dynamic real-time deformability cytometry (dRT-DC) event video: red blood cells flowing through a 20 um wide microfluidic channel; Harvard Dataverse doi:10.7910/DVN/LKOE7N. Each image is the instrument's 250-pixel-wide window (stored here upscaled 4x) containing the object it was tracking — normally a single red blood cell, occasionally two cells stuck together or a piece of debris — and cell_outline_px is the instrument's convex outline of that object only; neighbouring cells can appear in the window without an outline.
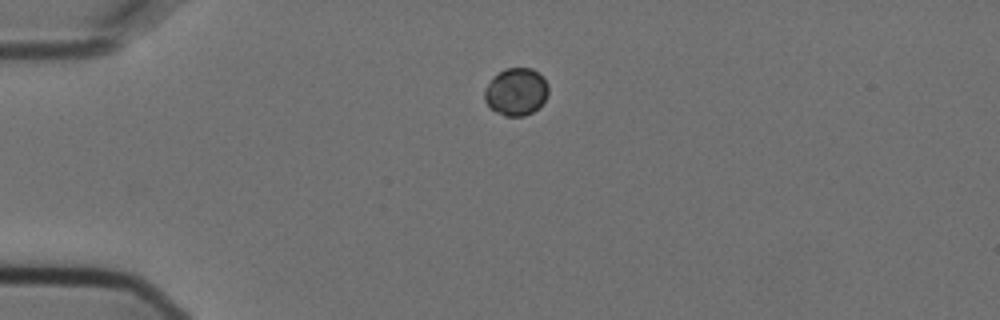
{"species": "Egyptian fruit bat (a non-hibernating species)", "species_latin": "Rousettus aegyptiacus", "temperature_condition": "cold", "stored_images_in_passage": 2, "camera_frame_rate_fps": 3000, "um_per_image_px": 0.085, "animal": {"sex": "female"}, "frame": {"image": 1, "passage_image": 1, "time_ms": 0.0, "image_size_px": [1000, 320], "cell_outline_px": [[548, 92], [544, 100], [532, 112], [524, 116], [504, 116], [496, 112], [484, 100], [484, 92], [492, 76], [504, 68], [532, 68], [544, 76], [548, 84]], "centroid_in_image_um": [43.87, 7.77], "position_along_channel_um": 41.1, "area_um2": 17.69}}